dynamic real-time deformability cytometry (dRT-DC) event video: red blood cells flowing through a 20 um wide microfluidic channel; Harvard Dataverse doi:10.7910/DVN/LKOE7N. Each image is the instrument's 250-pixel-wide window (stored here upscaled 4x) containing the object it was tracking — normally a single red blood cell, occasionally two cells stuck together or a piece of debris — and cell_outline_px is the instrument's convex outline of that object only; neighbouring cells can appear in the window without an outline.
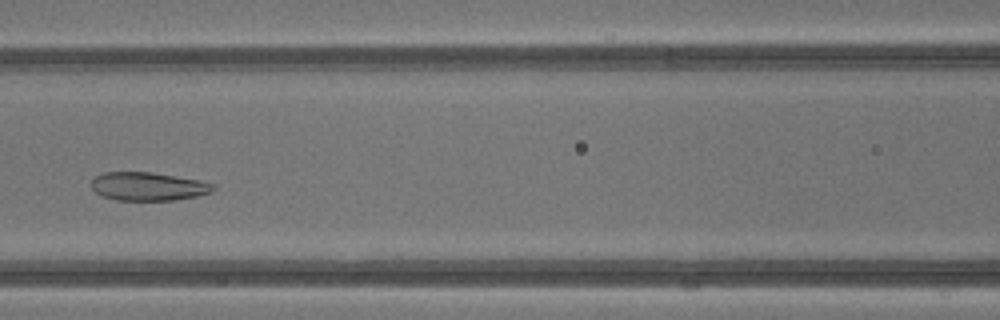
{"species": "common noctule bat (a hibernating species)", "species_latin": "Nyctalus noctula", "temperature_condition": "warm", "stored_images_in_passage": 33, "camera_frame_rate_fps": 3000, "um_per_image_px": 0.085, "animal": {"sex": "male", "body_mass_g": 13.3}, "frame": {"image": 1, "passage_image": 10, "time_ms": 3.0, "image_size_px": [1000, 320], "cell_outline_px": [[216, 188], [212, 192], [196, 196], [176, 200], [116, 200], [100, 196], [92, 188], [92, 180], [96, 176], [104, 172], [152, 172], [200, 180], [216, 184]], "centroid_in_image_um": [12.62, 15.84], "position_along_channel_um": 154.0, "area_um2": 20.29}}
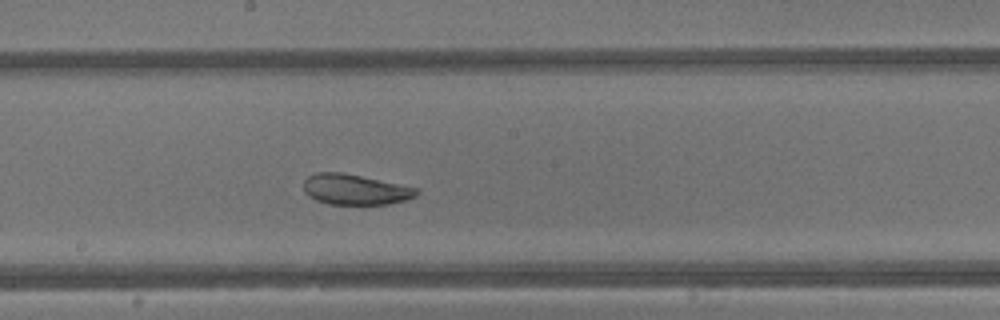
{"frame": {"image": 2, "passage_image": 14, "time_ms": 4.333, "image_size_px": [1000, 320], "cell_outline_px": [[420, 192], [416, 196], [404, 200], [388, 204], [328, 204], [316, 200], [308, 196], [304, 192], [304, 180], [308, 176], [316, 172], [340, 172], [420, 188]], "centroid_in_image_um": [30.18, 16.11], "position_along_channel_um": 218.0, "area_um2": 20.06}}
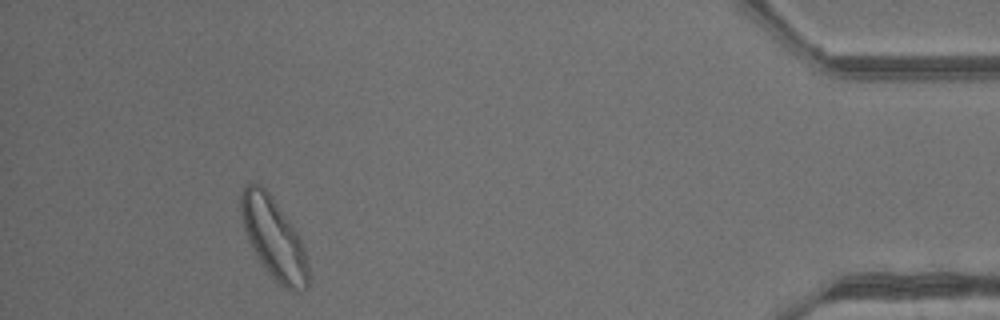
{"frame": {"image": 3, "passage_image": 30, "time_ms": 9.667, "image_size_px": [1000, 320], "cell_outline_px": [[308, 288], [304, 292], [292, 292], [284, 288], [264, 268], [256, 256], [248, 240], [240, 216], [240, 196], [244, 188], [248, 184], [260, 184], [272, 196], [296, 232], [304, 248], [308, 264]], "centroid_in_image_um": [23.27, 20.3], "position_along_channel_um": 411.9, "area_um2": 31.56}, "authors_computed_cell_mechanics": {"area_um2": 24.1026, "velocity_mm_per_s": 4.8184, "shape_relaxation_time_tau1_ms": 11.1282, "shape_relaxation_time_tau2_ms": 1.2192, "deformation_change_tau1": 0.1899, "deformation_change_tau2": 0.0733}}